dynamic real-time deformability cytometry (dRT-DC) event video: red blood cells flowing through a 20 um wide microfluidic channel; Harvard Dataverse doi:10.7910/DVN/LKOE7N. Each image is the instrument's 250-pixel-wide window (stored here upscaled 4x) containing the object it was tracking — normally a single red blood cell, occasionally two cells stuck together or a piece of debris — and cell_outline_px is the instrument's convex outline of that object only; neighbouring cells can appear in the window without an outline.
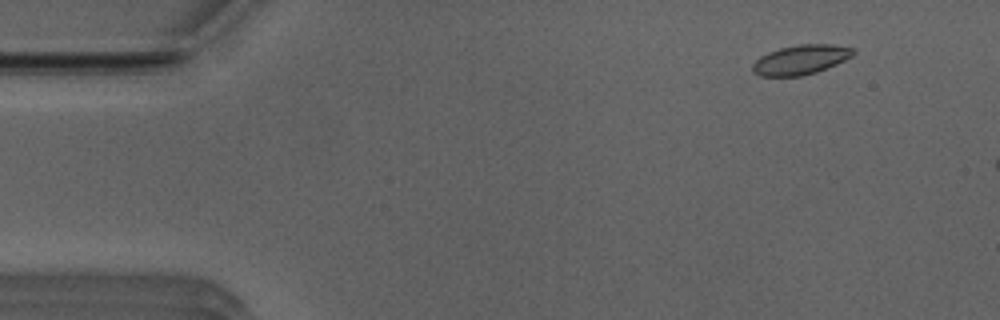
{"species": "Egyptian fruit bat (a non-hibernating species)", "species_latin": "Rousettus aegyptiacus", "temperature_condition": "room temperature", "stored_images_in_passage": 11, "camera_frame_rate_fps": 3000, "um_per_image_px": 0.085, "animal": {"sex": "male"}, "frame": {"image": 1, "passage_image": 5, "time_ms": 1.333, "image_size_px": [1000, 320], "cell_outline_px": [[856, 52], [852, 56], [836, 64], [816, 72], [800, 76], [760, 76], [752, 72], [752, 64], [760, 56], [768, 52], [780, 48], [796, 44], [832, 44], [852, 48]], "centroid_in_image_um": [68.03, 5.07], "position_along_channel_um": 17.0, "area_um2": 17.34}}